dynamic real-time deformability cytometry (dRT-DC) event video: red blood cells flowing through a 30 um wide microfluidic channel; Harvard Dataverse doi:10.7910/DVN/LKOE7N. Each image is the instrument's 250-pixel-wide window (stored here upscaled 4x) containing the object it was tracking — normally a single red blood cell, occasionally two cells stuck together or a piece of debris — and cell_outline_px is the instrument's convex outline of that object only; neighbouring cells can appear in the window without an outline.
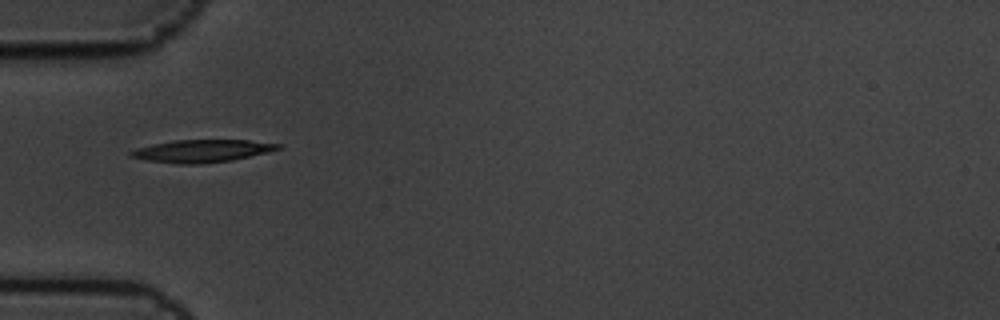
{"species": "common noctule bat (a hibernating species)", "species_latin": "Nyctalus noctula", "temperature_condition": "cold", "stored_images_in_passage": 1, "camera_frame_rate_fps": 3000, "um_per_image_px": 0.085, "animal": {"sex": "male", "body_mass_g": 19.5, "forearm_length_mm": 54.6}, "frame": {"image": 1, "passage_image": 1, "time_ms": 0.0, "image_size_px": [1000, 320], "cell_outline_px": [[284, 144], [280, 148], [268, 152], [232, 160], [200, 164], [176, 164], [144, 160], [128, 156], [128, 152], [136, 148], [152, 144], [172, 140], [248, 140]], "centroid_in_image_um": [17.12, 12.83], "position_along_channel_um": 67.9, "area_um2": 19.54}}